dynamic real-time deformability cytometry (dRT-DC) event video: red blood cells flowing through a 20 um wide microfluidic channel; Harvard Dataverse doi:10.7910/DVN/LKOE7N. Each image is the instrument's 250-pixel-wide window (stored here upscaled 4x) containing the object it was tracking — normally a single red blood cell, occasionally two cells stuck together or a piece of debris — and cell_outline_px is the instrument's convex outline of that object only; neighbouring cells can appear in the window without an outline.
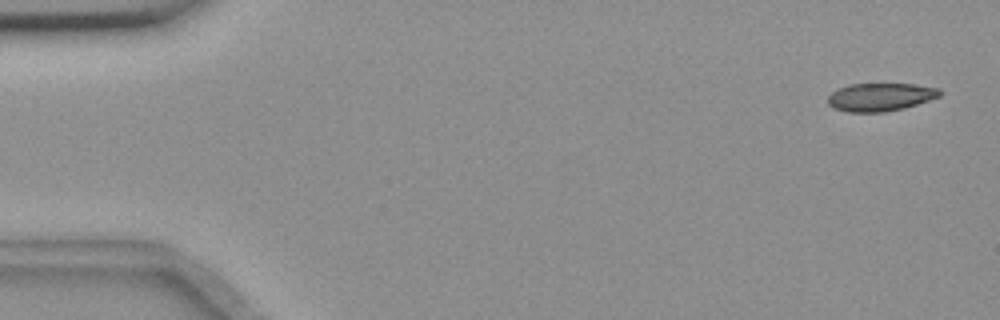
{"species": "common noctule bat (a hibernating species)", "species_latin": "Nyctalus noctula", "temperature_condition": "room temperature", "stored_images_in_passage": 55, "camera_frame_rate_fps": 3000, "um_per_image_px": 0.085, "animal": {"sex": "female", "body_mass_g": 18.4}, "frame": {"image": 1, "passage_image": 2, "time_ms": 0.333, "image_size_px": [1000, 320], "cell_outline_px": [[940, 96], [904, 108], [884, 112], [848, 112], [832, 108], [828, 104], [828, 96], [832, 92], [848, 84], [916, 84], [940, 88]], "centroid_in_image_um": [74.81, 8.25], "position_along_channel_um": 10.2, "area_um2": 18.26}}
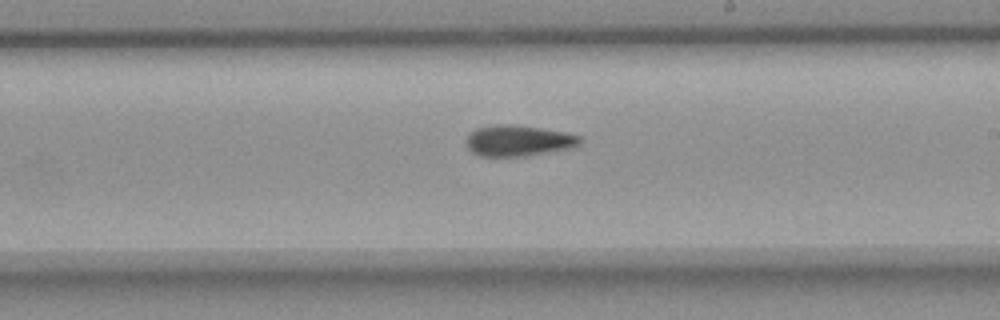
{"frame": {"image": 2, "passage_image": 32, "time_ms": 10.333, "image_size_px": [1000, 320], "cell_outline_px": [[580, 144], [568, 148], [524, 156], [480, 156], [472, 152], [468, 148], [468, 132], [476, 128], [496, 124], [512, 124], [568, 132], [580, 136]], "centroid_in_image_um": [44.04, 11.94], "position_along_channel_um": 245.0, "area_um2": 20.35}}
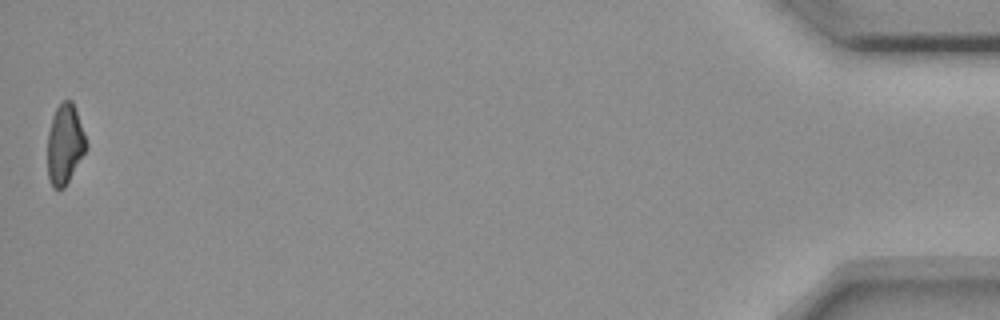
{"frame": {"image": 3, "passage_image": 55, "time_ms": 18.0, "image_size_px": [1000, 320], "cell_outline_px": [[88, 148], [64, 188], [52, 188], [48, 176], [48, 132], [52, 116], [56, 108], [64, 100], [72, 100], [84, 132], [88, 144]], "centroid_in_image_um": [5.52, 12.26], "position_along_channel_um": 429.7, "area_um2": 18.03}, "authors_computed_cell_mechanics": {"area_um2": 19.8254, "velocity_mm_per_s": 3.6598, "shape_relaxation_time_tau1_ms": 10.9847, "shape_relaxation_time_tau2_ms": 7.523, "deformation_change_tau1": 0.2208, "deformation_change_tau2": 0.1527}}